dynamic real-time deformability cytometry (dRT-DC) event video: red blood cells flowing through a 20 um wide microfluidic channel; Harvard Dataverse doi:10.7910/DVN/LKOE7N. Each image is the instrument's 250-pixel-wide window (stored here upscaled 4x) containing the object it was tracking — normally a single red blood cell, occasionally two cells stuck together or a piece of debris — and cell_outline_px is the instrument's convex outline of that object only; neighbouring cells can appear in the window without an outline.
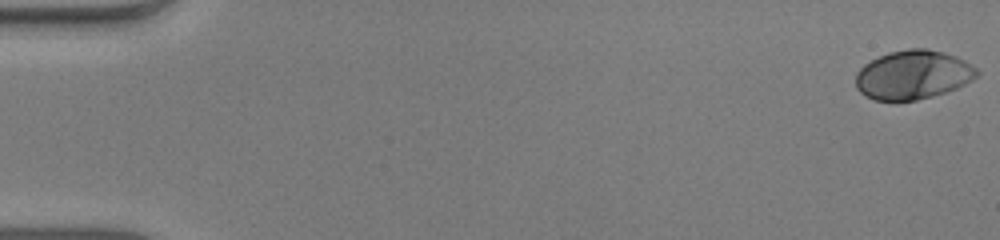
{"species": "human", "species_latin": "Homo sapiens", "temperature_condition": "warm", "stored_images_in_passage": 52, "camera_frame_rate_fps": 3000, "um_per_image_px": 0.085, "donor": {"sex": "male"}, "frame": {"image": 1, "passage_image": 1, "time_ms": 0.0, "image_size_px": [1000, 240], "cell_outline_px": [[980, 72], [972, 80], [956, 88], [932, 96], [916, 100], [872, 100], [864, 96], [856, 88], [856, 72], [864, 64], [888, 52], [908, 48], [924, 48], [944, 52], [956, 56], [964, 60], [976, 68]], "centroid_in_image_um": [77.58, 6.35], "position_along_channel_um": 7.4, "area_um2": 34.56}}
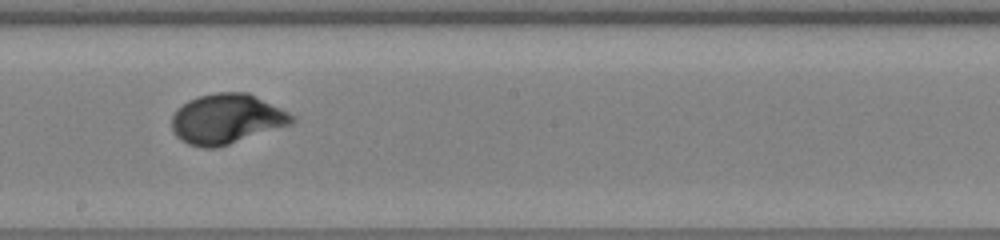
{"frame": {"image": 2, "passage_image": 30, "time_ms": 9.667, "image_size_px": [1000, 240], "cell_outline_px": [[296, 120], [292, 124], [216, 148], [204, 148], [188, 144], [176, 136], [172, 128], [172, 116], [188, 100], [200, 96], [216, 92], [248, 92], [296, 116]], "centroid_in_image_um": [19.28, 10.11], "position_along_channel_um": 228.9, "area_um2": 34.68}}
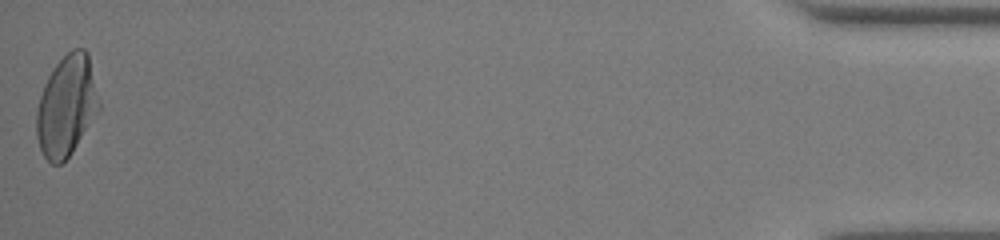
{"frame": {"image": 3, "passage_image": 52, "time_ms": 17.0, "image_size_px": [1000, 240], "cell_outline_px": [[100, 108], [72, 152], [60, 164], [52, 164], [44, 156], [40, 148], [36, 136], [36, 112], [40, 96], [44, 84], [48, 76], [56, 64], [72, 48], [84, 48], [88, 52], [100, 104]], "centroid_in_image_um": [5.65, 8.99], "position_along_channel_um": 429.6, "area_um2": 36.41}, "authors_computed_cell_mechanics": {"area_um2": 33.8708, "velocity_mm_per_s": 4.0218, "shape_relaxation_time_tau1_ms": 3.146, "shape_relaxation_time_tau2_ms": null, "deformation_change_tau1": 0.1901, "deformation_change_tau2": null}}